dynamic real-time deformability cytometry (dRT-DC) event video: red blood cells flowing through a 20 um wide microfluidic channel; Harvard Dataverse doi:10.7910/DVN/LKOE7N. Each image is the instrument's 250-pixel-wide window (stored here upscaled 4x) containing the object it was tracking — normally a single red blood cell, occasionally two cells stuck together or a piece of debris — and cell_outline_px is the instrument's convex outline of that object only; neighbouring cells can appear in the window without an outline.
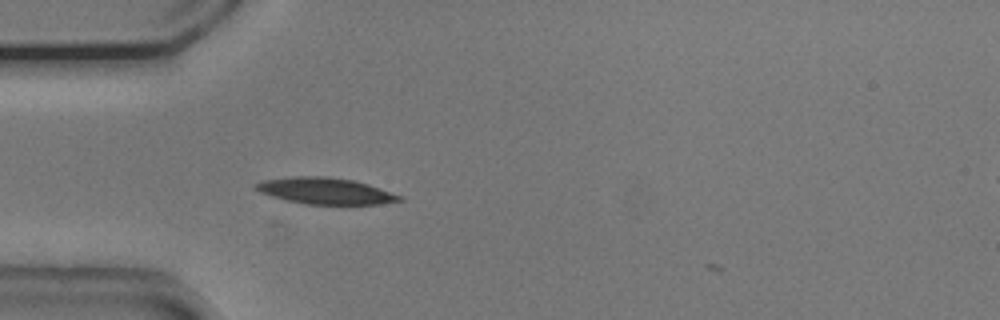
{"species": "common noctule bat (a hibernating species)", "species_latin": "Nyctalus noctula", "temperature_condition": "cold", "stored_images_in_passage": 2, "camera_frame_rate_fps": 3000, "um_per_image_px": 0.085, "animal": {"sex": "male", "body_mass_g": 20.5, "forearm_length_mm": 52.5}, "frame": {"image": 1, "passage_image": 1, "time_ms": 0.0, "image_size_px": [1000, 320], "cell_outline_px": [[404, 200], [380, 204], [304, 204], [284, 200], [260, 192], [252, 188], [256, 184], [264, 180], [296, 176], [328, 176], [352, 180], [368, 184], [404, 196]], "centroid_in_image_um": [27.68, 16.23], "position_along_channel_um": 57.3, "area_um2": 22.14}}